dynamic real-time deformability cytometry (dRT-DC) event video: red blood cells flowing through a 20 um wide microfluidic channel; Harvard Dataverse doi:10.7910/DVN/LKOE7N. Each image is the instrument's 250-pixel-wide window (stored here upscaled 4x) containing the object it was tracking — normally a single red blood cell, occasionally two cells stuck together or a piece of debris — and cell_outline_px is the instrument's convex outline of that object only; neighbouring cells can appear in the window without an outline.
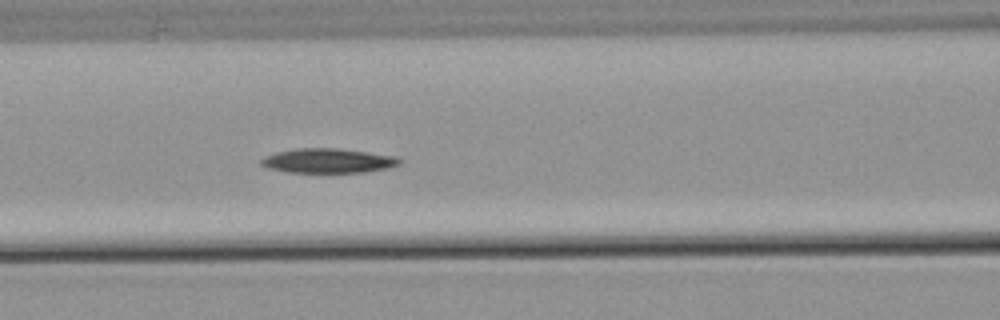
{"species": "common noctule bat (a hibernating species)", "species_latin": "Nyctalus noctula", "temperature_condition": "warm", "stored_images_in_passage": 51, "camera_frame_rate_fps": 3000, "um_per_image_px": 0.085, "animal": {"sex": "male", "body_mass_g": 21.5, "forearm_length_mm": 52.0}, "frame": {"image": 1, "passage_image": 19, "time_ms": 6.0, "image_size_px": [1000, 320], "cell_outline_px": [[404, 160], [400, 164], [388, 168], [364, 172], [288, 172], [268, 168], [260, 164], [260, 160], [264, 156], [276, 152], [296, 148], [336, 148], [396, 156]], "centroid_in_image_um": [27.89, 13.66], "position_along_channel_um": 138.7, "area_um2": 19.77}}
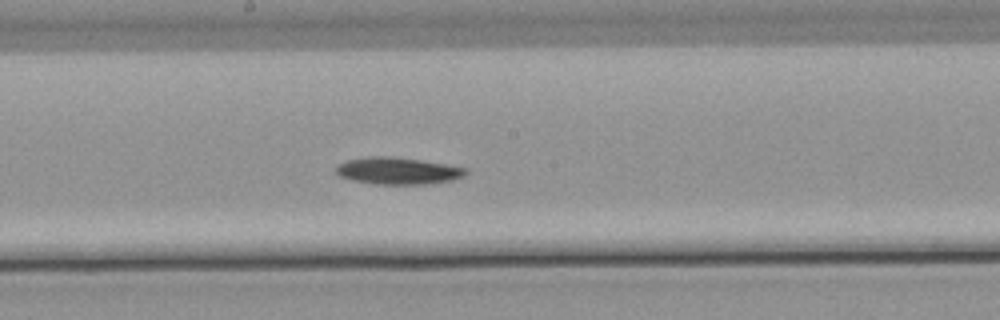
{"frame": {"image": 2, "passage_image": 25, "time_ms": 8.0, "image_size_px": [1000, 320], "cell_outline_px": [[468, 172], [464, 176], [452, 180], [428, 184], [372, 184], [352, 180], [340, 176], [336, 172], [336, 168], [340, 164], [348, 160], [368, 156], [388, 156], [420, 160], [468, 168]], "centroid_in_image_um": [33.83, 14.53], "position_along_channel_um": 214.4, "area_um2": 20.29}}
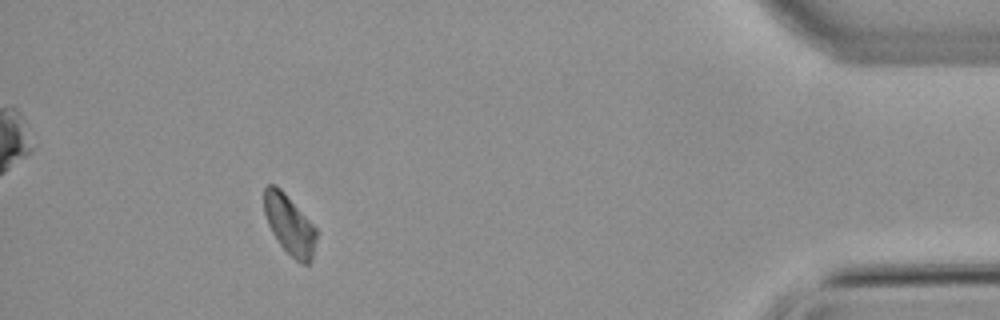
{"frame": {"image": 3, "passage_image": 45, "time_ms": 14.667, "image_size_px": [1000, 320], "cell_outline_px": [[316, 240], [312, 260], [308, 264], [300, 264], [280, 244], [272, 232], [268, 224], [264, 212], [264, 188], [268, 184], [276, 184], [284, 192], [316, 228]], "centroid_in_image_um": [24.6, 19.1], "position_along_channel_um": 410.6, "area_um2": 17.98}, "authors_computed_cell_mechanics": {"area_um2": 19.7676, "velocity_mm_per_s": 3.8032, "shape_relaxation_time_tau1_ms": 5.8058, "shape_relaxation_time_tau2_ms": null, "deformation_change_tau1": 0.1135, "deformation_change_tau2": null}}